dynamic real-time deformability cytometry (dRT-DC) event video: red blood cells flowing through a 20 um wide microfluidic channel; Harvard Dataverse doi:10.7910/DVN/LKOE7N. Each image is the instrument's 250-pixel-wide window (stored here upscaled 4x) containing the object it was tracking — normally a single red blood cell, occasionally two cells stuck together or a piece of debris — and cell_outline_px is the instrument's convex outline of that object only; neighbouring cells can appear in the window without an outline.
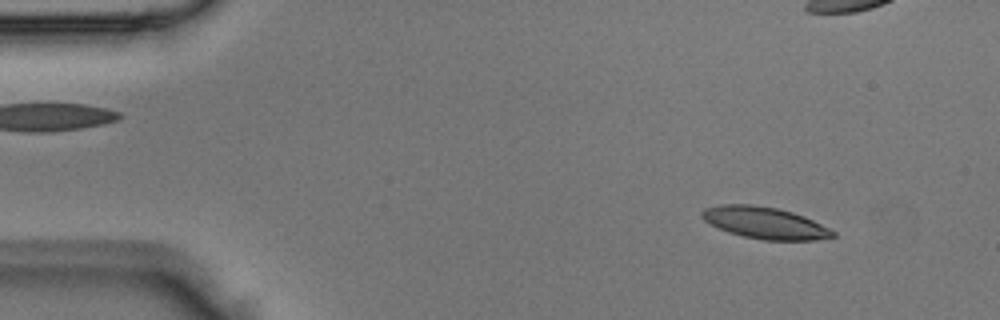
{"species": "Egyptian fruit bat (a non-hibernating species)", "species_latin": "Rousettus aegyptiacus", "temperature_condition": "room temperature", "stored_images_in_passage": 4, "camera_frame_rate_fps": 3000, "um_per_image_px": 0.085, "animal": {"sex": "male"}, "frame": {"image": 1, "passage_image": 1, "time_ms": 0.0, "image_size_px": [1000, 320], "cell_outline_px": [[836, 236], [812, 240], [764, 240], [744, 236], [728, 232], [704, 220], [700, 216], [700, 212], [704, 208], [720, 204], [752, 204], [776, 208], [792, 212], [804, 216], [836, 232]], "centroid_in_image_um": [64.98, 18.93], "position_along_channel_um": 20.0, "area_um2": 24.04}}